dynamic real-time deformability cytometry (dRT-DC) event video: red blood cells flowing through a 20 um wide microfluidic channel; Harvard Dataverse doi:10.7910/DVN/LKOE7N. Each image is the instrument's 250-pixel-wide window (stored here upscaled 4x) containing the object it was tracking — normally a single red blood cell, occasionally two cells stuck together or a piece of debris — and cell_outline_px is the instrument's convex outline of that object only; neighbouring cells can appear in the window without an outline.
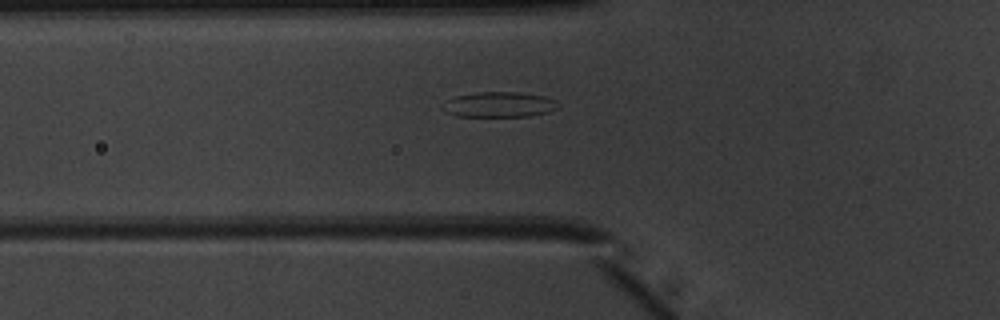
{"species": "common noctule bat (a hibernating species)", "species_latin": "Nyctalus noctula", "temperature_condition": "warm", "stored_images_in_passage": 39, "camera_frame_rate_fps": 3000, "um_per_image_px": 0.085, "animal": {"sex": "male", "body_mass_g": 20.1, "forearm_length_mm": 53.5}, "frame": {"image": 1, "passage_image": 8, "time_ms": 2.333, "image_size_px": [1000, 320], "cell_outline_px": [[560, 108], [548, 112], [528, 116], [456, 116], [444, 112], [440, 108], [440, 104], [444, 100], [456, 96], [476, 92], [520, 92], [544, 96], [556, 100], [560, 104]], "centroid_in_image_um": [42.39, 8.88], "position_along_channel_um": 83.4, "area_um2": 17.4}}
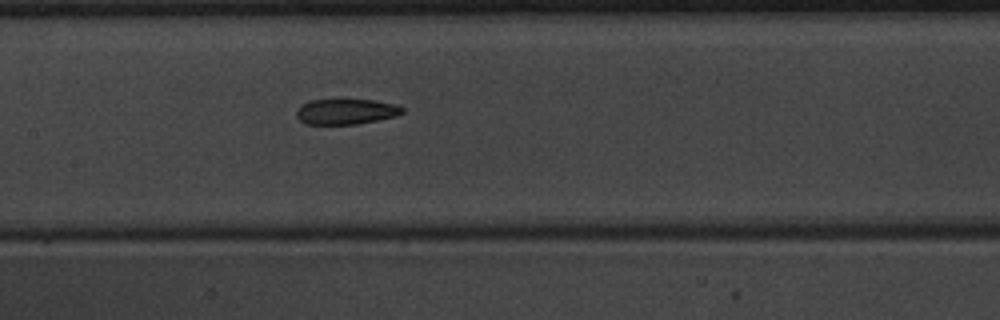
{"frame": {"image": 2, "passage_image": 15, "time_ms": 4.667, "image_size_px": [1000, 320], "cell_outline_px": [[404, 112], [396, 116], [356, 124], [304, 124], [296, 116], [296, 108], [300, 104], [308, 100], [340, 96], [372, 100], [396, 104], [404, 108]], "centroid_in_image_um": [29.34, 9.42], "position_along_channel_um": 178.1, "area_um2": 16.7}}
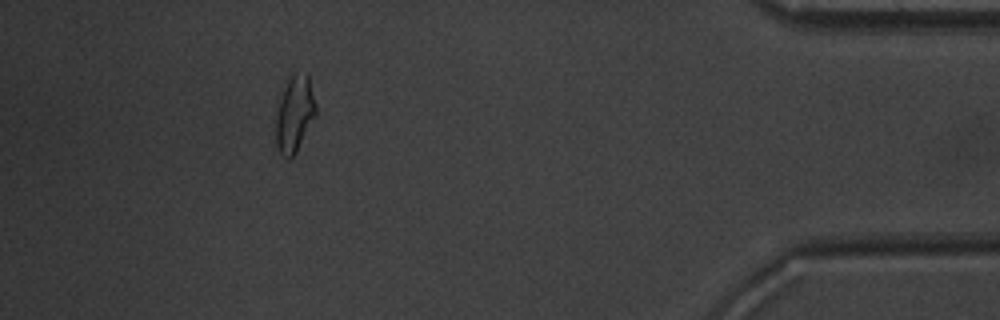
{"frame": {"image": 3, "passage_image": 36, "time_ms": 11.667, "image_size_px": [1000, 320], "cell_outline_px": [[316, 116], [296, 152], [288, 160], [280, 156], [276, 144], [276, 116], [280, 100], [284, 88], [292, 72], [308, 72], [316, 104]], "centroid_in_image_um": [25.05, 9.68], "position_along_channel_um": 410.1, "area_um2": 17.98}}